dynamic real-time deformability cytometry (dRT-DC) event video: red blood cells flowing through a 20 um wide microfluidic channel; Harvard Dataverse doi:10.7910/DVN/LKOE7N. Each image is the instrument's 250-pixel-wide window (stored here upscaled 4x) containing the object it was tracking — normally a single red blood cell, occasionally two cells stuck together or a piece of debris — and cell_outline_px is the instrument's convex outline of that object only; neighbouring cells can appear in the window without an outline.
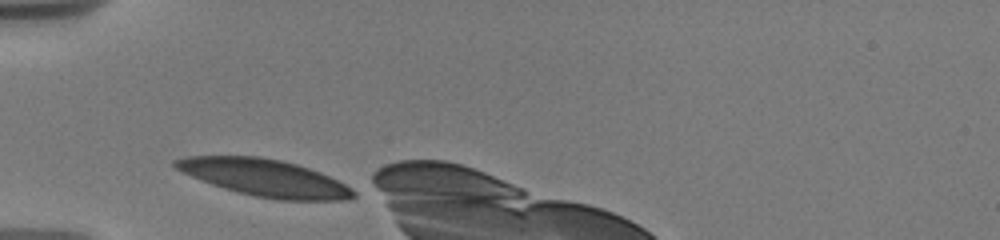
{"species": "human", "species_latin": "Homo sapiens", "temperature_condition": "warm", "stored_images_in_passage": 33, "camera_frame_rate_fps": 3000, "um_per_image_px": 0.085, "donor": {"sex": "male"}, "frame": {"image": 1, "passage_image": 1, "time_ms": 0.0, "image_size_px": [1000, 240], "cell_outline_px": [[356, 196], [344, 200], [280, 200], [256, 196], [224, 188], [212, 184], [192, 176], [176, 168], [172, 164], [172, 160], [184, 156], [260, 156], [280, 160], [296, 164], [320, 172], [352, 188], [356, 192]], "centroid_in_image_um": [22.49, 15.1], "position_along_channel_um": 62.5, "area_um2": 38.03}}
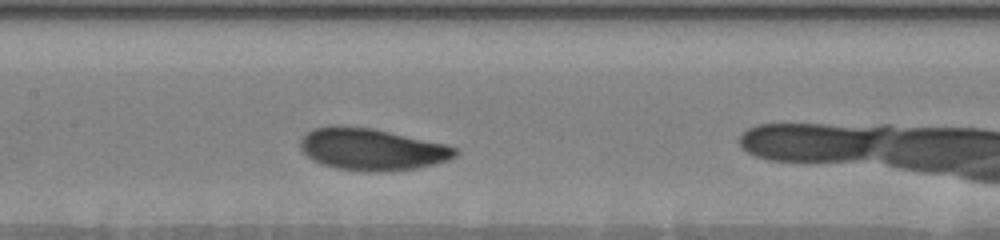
{"frame": {"image": 2, "passage_image": 12, "time_ms": 3.333, "image_size_px": [1000, 240], "cell_outline_px": [[460, 152], [456, 156], [448, 160], [416, 168], [384, 172], [368, 172], [336, 168], [320, 164], [312, 160], [300, 148], [300, 140], [312, 128], [336, 124], [344, 124], [372, 128], [444, 144], [456, 148]], "centroid_in_image_um": [31.56, 12.68], "position_along_channel_um": 175.8, "area_um2": 38.03}}
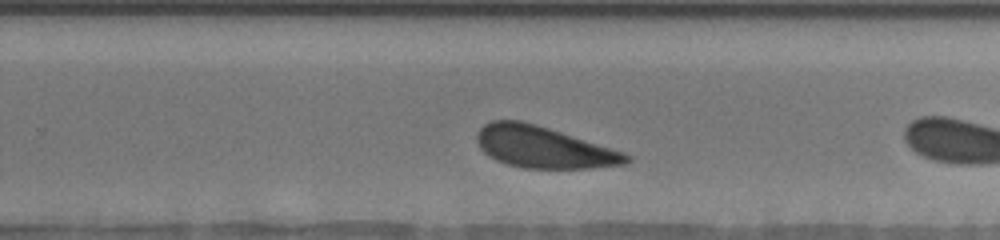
{"frame": {"image": 3, "passage_image": 23, "time_ms": 6.333, "image_size_px": [1000, 240], "cell_outline_px": [[632, 160], [628, 164], [592, 168], [524, 168], [508, 164], [496, 160], [488, 156], [480, 148], [476, 140], [476, 136], [480, 128], [484, 124], [492, 120], [520, 120], [536, 124], [624, 152], [632, 156]], "centroid_in_image_um": [46.21, 12.51], "position_along_channel_um": 283.6, "area_um2": 36.18}, "authors_computed_cell_mechanics": {"area_um2": 37.3388, "velocity_mm_per_s": 3.6028, "shape_relaxation_time_tau1_ms": 2.1485, "shape_relaxation_time_tau2_ms": null, "deformation_change_tau1": 0.1243, "deformation_change_tau2": null}}